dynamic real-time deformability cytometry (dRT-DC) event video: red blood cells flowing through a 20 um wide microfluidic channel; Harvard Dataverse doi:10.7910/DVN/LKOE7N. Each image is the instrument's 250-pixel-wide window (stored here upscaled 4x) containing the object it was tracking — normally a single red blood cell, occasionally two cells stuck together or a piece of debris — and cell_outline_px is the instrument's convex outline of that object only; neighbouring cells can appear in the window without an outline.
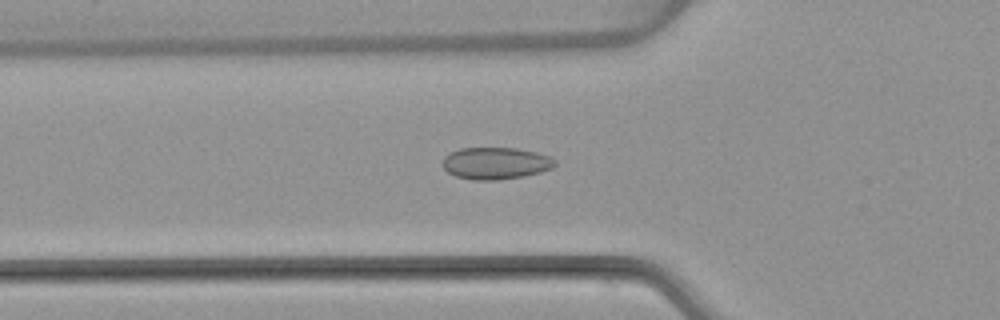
{"species": "common noctule bat (a hibernating species)", "species_latin": "Nyctalus noctula", "temperature_condition": "warm", "stored_images_in_passage": 51, "camera_frame_rate_fps": 3000, "um_per_image_px": 0.085, "animal": {"sex": "female", "body_mass_g": 22.7, "forearm_length_mm": 54.2}, "frame": {"image": 1, "passage_image": 17, "time_ms": 5.333, "image_size_px": [1000, 320], "cell_outline_px": [[556, 164], [552, 168], [540, 172], [524, 176], [496, 180], [472, 180], [456, 176], [448, 172], [444, 168], [444, 156], [460, 148], [516, 148], [536, 152], [548, 156], [556, 160]], "centroid_in_image_um": [42.14, 13.88], "position_along_channel_um": 83.7, "area_um2": 20.81}}
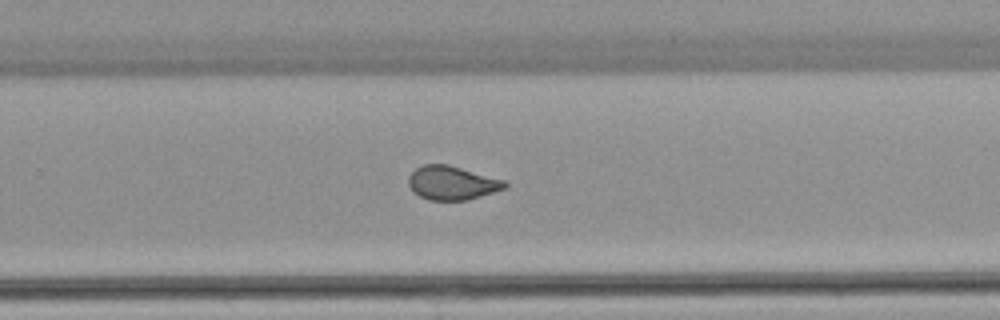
{"frame": {"image": 2, "passage_image": 33, "time_ms": 10.667, "image_size_px": [1000, 320], "cell_outline_px": [[508, 188], [468, 200], [428, 200], [412, 192], [408, 184], [408, 176], [416, 168], [424, 164], [448, 164], [504, 180], [508, 184]], "centroid_in_image_um": [38.42, 15.55], "position_along_channel_um": 291.4, "area_um2": 19.13}}
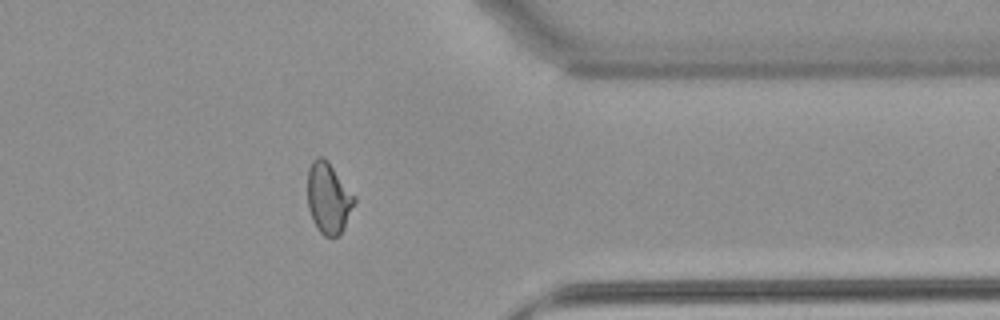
{"frame": {"image": 3, "passage_image": 41, "time_ms": 13.333, "image_size_px": [1000, 320], "cell_outline_px": [[356, 200], [344, 228], [336, 236], [324, 236], [316, 228], [312, 220], [308, 208], [308, 168], [312, 160], [316, 156], [324, 156], [328, 160], [356, 196]], "centroid_in_image_um": [27.91, 16.8], "position_along_channel_um": 383.5, "area_um2": 19.59}, "authors_computed_cell_mechanics": {"area_um2": 19.5942, "velocity_mm_per_s": 3.8925, "shape_relaxation_time_tau1_ms": null, "shape_relaxation_time_tau2_ms": 0.9726, "deformation_change_tau1": null, "deformation_change_tau2": 0.0436}}